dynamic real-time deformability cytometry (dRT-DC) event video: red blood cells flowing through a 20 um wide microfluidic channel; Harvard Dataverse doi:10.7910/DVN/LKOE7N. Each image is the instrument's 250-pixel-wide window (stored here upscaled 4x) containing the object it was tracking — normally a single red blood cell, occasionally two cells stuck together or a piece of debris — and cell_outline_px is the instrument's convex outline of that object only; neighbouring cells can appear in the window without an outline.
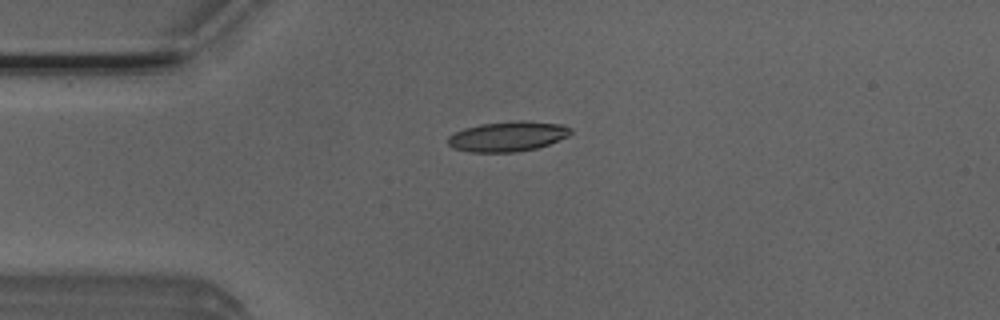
{"species": "Egyptian fruit bat (a non-hibernating species)", "species_latin": "Rousettus aegyptiacus", "temperature_condition": "room temperature", "stored_images_in_passage": 7, "camera_frame_rate_fps": 3000, "um_per_image_px": 0.085, "animal": {"sex": "male"}, "frame": {"image": 1, "passage_image": 1, "time_ms": 0.0, "image_size_px": [1000, 320], "cell_outline_px": [[572, 132], [568, 136], [548, 144], [536, 148], [516, 152], [472, 152], [452, 148], [448, 144], [448, 136], [464, 128], [480, 124], [516, 120], [524, 120], [564, 124], [572, 128]], "centroid_in_image_um": [43.17, 11.58], "position_along_channel_um": 41.8, "area_um2": 21.62}}
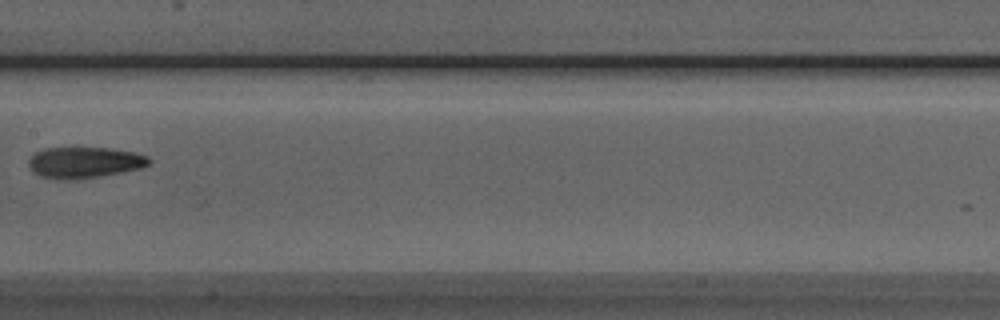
{"frame": {"image": 2, "passage_image": 5, "time_ms": 1.333, "image_size_px": [1000, 320], "cell_outline_px": [[152, 160], [148, 164], [140, 168], [100, 176], [40, 176], [32, 172], [28, 164], [28, 160], [36, 152], [44, 148], [108, 148], [132, 152], [148, 156]], "centroid_in_image_um": [7.2, 13.75], "position_along_channel_um": 200.2, "area_um2": 20.69}}
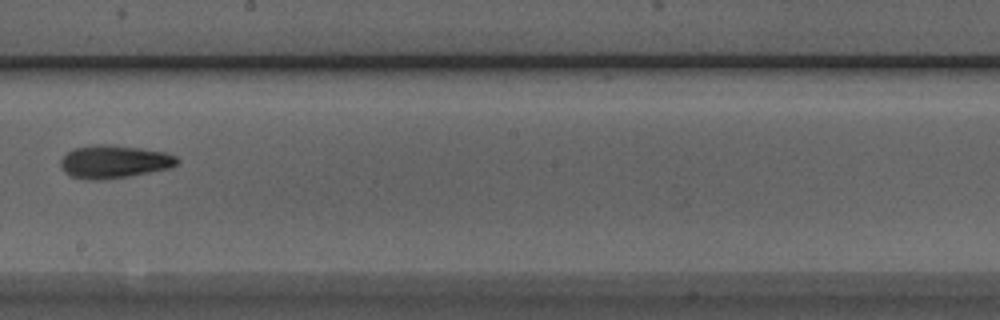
{"frame": {"image": 3, "passage_image": 6, "time_ms": 1.667, "image_size_px": [1000, 320], "cell_outline_px": [[180, 160], [172, 168], [128, 176], [100, 180], [92, 180], [72, 176], [64, 172], [60, 164], [60, 160], [72, 148], [88, 144], [108, 144], [140, 148], [164, 152], [176, 156]], "centroid_in_image_um": [9.69, 13.73], "position_along_channel_um": 238.5, "area_um2": 22.48}}